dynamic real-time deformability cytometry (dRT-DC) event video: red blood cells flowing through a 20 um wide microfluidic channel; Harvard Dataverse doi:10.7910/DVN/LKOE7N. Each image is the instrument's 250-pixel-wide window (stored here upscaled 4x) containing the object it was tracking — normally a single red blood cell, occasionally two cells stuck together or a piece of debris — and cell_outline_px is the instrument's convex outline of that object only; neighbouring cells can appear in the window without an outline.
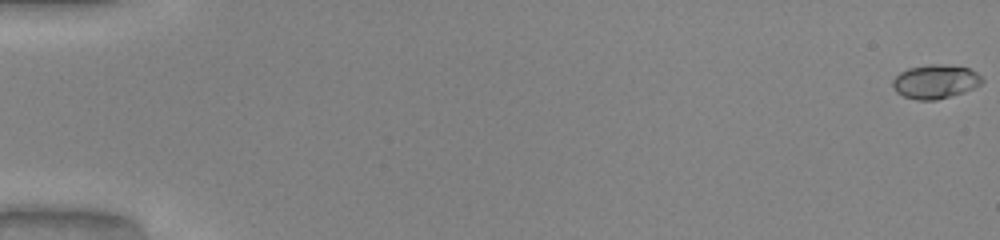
{"species": "common noctule bat (a hibernating species)", "species_latin": "Nyctalus noctula", "temperature_condition": "warm", "stored_images_in_passage": 10, "camera_frame_rate_fps": 3000, "um_per_image_px": 0.085, "animal": {"sex": "male", "body_mass_g": 20.0, "forearm_length_mm": 53.3}, "frame": {"image": 1, "passage_image": 1, "time_ms": 0.0, "image_size_px": [1000, 240], "cell_outline_px": [[984, 80], [980, 84], [964, 92], [936, 100], [916, 100], [904, 96], [896, 92], [892, 88], [892, 80], [900, 72], [908, 68], [932, 64], [944, 64], [968, 68], [976, 72]], "centroid_in_image_um": [79.47, 6.94], "position_along_channel_um": 5.5, "area_um2": 17.63}}